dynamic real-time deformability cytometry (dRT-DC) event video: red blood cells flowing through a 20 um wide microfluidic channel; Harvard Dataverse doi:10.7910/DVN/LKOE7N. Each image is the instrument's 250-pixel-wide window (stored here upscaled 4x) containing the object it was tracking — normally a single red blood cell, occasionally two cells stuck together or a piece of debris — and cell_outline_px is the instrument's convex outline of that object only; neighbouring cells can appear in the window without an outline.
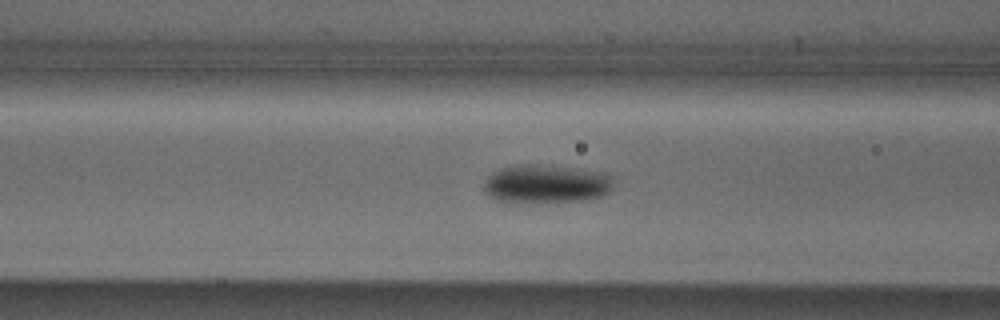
{"species": "Egyptian fruit bat (a non-hibernating species)", "species_latin": "Rousettus aegyptiacus", "temperature_condition": "cold", "stored_images_in_passage": 48, "camera_frame_rate_fps": 3000, "um_per_image_px": 0.085, "animal": {"sex": "male"}, "frame": {"image": 1, "passage_image": 15, "time_ms": 4.667, "image_size_px": [1000, 320], "cell_outline_px": [[612, 184], [608, 192], [600, 196], [588, 200], [508, 204], [488, 196], [484, 192], [484, 180], [492, 172], [500, 168], [516, 164], [536, 164], [600, 172], [612, 176]], "centroid_in_image_um": [46.32, 15.66], "position_along_channel_um": 120.3, "area_um2": 29.42}}
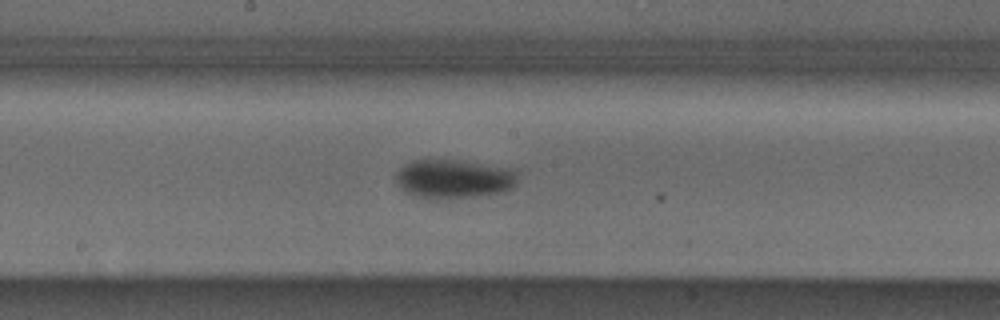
{"frame": {"image": 2, "passage_image": 22, "time_ms": 7.0, "image_size_px": [1000, 320], "cell_outline_px": [[520, 172], [516, 184], [512, 188], [504, 192], [448, 200], [432, 200], [416, 196], [404, 192], [396, 184], [396, 172], [404, 164], [412, 160], [424, 156], [428, 156], [460, 160], [520, 168]], "centroid_in_image_um": [38.59, 15.17], "position_along_channel_um": 209.6, "area_um2": 29.59}}
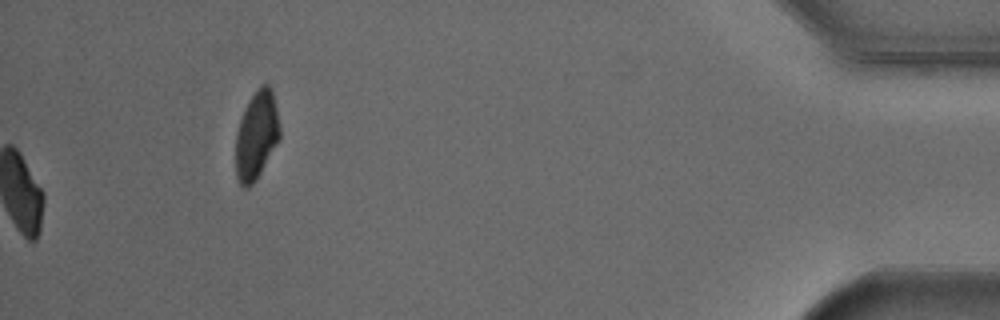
{"frame": {"image": 3, "passage_image": 48, "time_ms": 15.667, "image_size_px": [1000, 320], "cell_outline_px": [[280, 140], [256, 180], [248, 188], [244, 188], [240, 184], [236, 176], [236, 132], [244, 108], [248, 100], [256, 88], [260, 84], [268, 84], [272, 88], [280, 128]], "centroid_in_image_um": [21.81, 11.48], "position_along_channel_um": 413.4, "area_um2": 22.95}}